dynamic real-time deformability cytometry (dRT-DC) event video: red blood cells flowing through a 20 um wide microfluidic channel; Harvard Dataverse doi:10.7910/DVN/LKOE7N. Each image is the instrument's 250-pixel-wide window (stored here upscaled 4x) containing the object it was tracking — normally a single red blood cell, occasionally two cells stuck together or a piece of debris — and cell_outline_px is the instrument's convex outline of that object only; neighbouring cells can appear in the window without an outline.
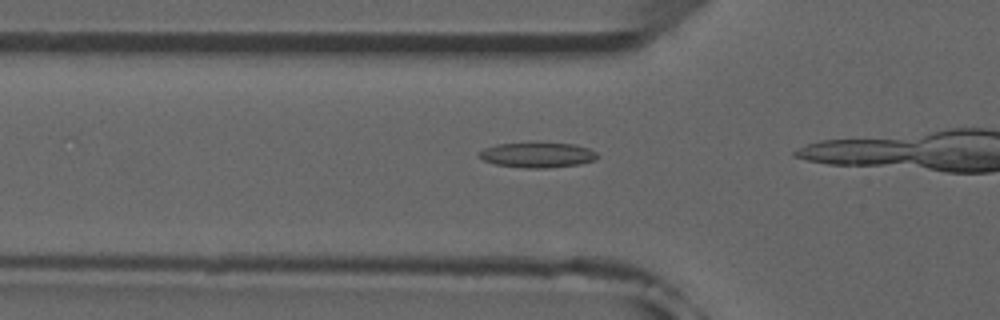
{"species": "common noctule bat (a hibernating species)", "species_latin": "Nyctalus noctula", "temperature_condition": "room temperature", "stored_images_in_passage": 15, "camera_frame_rate_fps": 3000, "um_per_image_px": 0.085, "animal": {"sex": "male", "forearm_length_mm": 52.5}, "frame": {"image": 1, "passage_image": 13, "time_ms": 4.0, "image_size_px": [1000, 320], "cell_outline_px": [[600, 156], [596, 160], [580, 164], [548, 168], [524, 168], [496, 164], [484, 160], [476, 152], [484, 148], [496, 144], [576, 144], [588, 148], [596, 152]], "centroid_in_image_um": [45.71, 13.19], "position_along_channel_um": 80.1, "area_um2": 17.11}}